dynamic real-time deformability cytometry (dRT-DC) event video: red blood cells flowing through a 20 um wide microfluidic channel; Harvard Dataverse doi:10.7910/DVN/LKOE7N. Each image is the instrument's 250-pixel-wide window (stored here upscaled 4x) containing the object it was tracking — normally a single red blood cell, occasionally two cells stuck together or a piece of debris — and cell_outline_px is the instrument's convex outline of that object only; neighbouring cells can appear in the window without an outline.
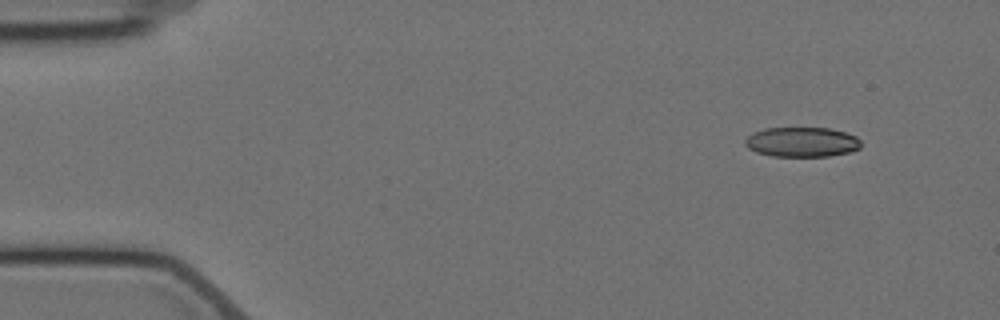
{"species": "Egyptian fruit bat (a non-hibernating species)", "species_latin": "Rousettus aegyptiacus", "temperature_condition": "cold", "stored_images_in_passage": 8, "camera_frame_rate_fps": 3000, "um_per_image_px": 0.085, "animal": {"sex": "female"}, "frame": {"image": 1, "passage_image": 2, "time_ms": 1.667, "image_size_px": [1000, 320], "cell_outline_px": [[860, 148], [848, 152], [828, 156], [772, 156], [756, 152], [748, 148], [744, 144], [744, 140], [752, 132], [764, 128], [828, 128], [844, 132], [856, 136], [860, 140]], "centroid_in_image_um": [68.12, 12.07], "position_along_channel_um": 16.9, "area_um2": 20.11}}
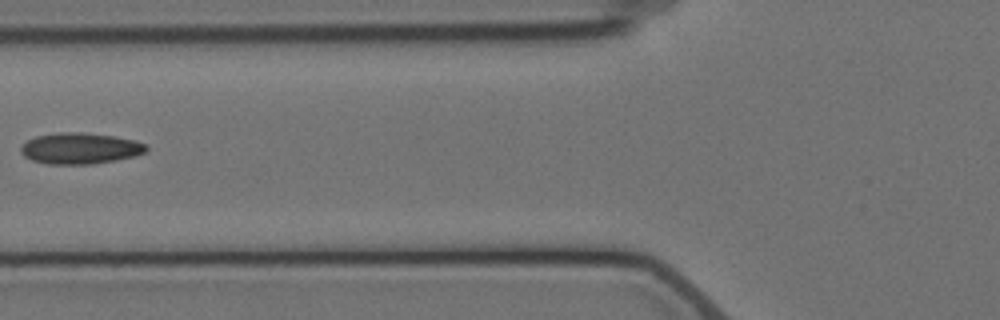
{"frame": {"image": 2, "passage_image": 6, "time_ms": 7.333, "image_size_px": [1000, 320], "cell_outline_px": [[148, 148], [144, 152], [136, 156], [116, 160], [92, 164], [48, 164], [32, 160], [24, 156], [20, 152], [20, 148], [28, 140], [36, 136], [60, 132], [80, 132], [112, 136], [136, 140], [148, 144]], "centroid_in_image_um": [6.83, 12.61], "position_along_channel_um": 119.0, "area_um2": 22.77}}